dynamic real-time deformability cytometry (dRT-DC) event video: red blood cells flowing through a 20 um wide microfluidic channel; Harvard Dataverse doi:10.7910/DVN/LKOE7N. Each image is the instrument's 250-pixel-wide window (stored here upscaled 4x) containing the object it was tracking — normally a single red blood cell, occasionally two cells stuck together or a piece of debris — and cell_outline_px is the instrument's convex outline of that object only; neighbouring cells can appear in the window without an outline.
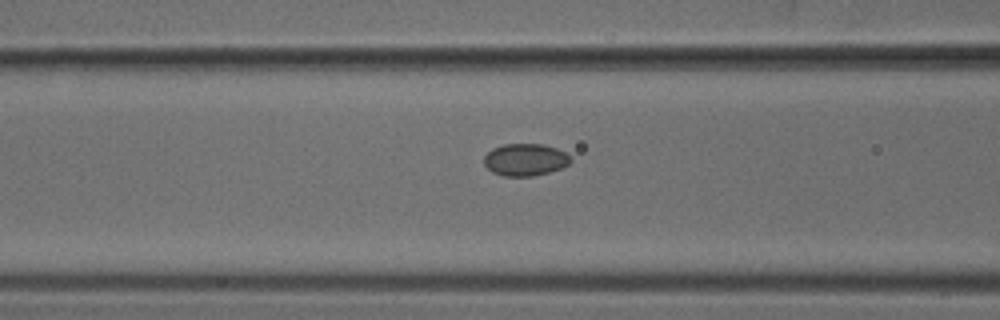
{"species": "common noctule bat (a hibernating species)", "species_latin": "Nyctalus noctula", "temperature_condition": "cold", "stored_images_in_passage": 14, "camera_frame_rate_fps": 3000, "um_per_image_px": 0.085, "animal": {"sex": "male", "body_mass_g": 18.8}, "frame": {"image": 1, "passage_image": 12, "time_ms": 3.667, "image_size_px": [1000, 320], "cell_outline_px": [[572, 160], [568, 164], [560, 168], [548, 172], [532, 176], [504, 176], [492, 172], [484, 164], [484, 156], [492, 148], [504, 144], [544, 144], [556, 148], [564, 152]], "centroid_in_image_um": [44.62, 13.57], "position_along_channel_um": 122.0, "area_um2": 16.13}}